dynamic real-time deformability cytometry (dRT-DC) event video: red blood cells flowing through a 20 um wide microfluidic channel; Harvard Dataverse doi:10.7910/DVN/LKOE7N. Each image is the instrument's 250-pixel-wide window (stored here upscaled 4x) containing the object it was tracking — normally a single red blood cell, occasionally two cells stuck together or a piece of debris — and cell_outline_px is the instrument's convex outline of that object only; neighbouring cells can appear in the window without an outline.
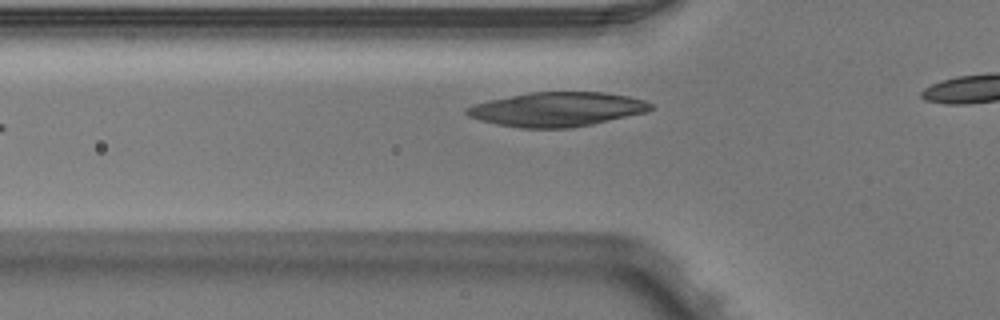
{"species": "Egyptian fruit bat (a non-hibernating species)", "species_latin": "Rousettus aegyptiacus", "temperature_condition": "warm", "stored_images_in_passage": 7, "camera_frame_rate_fps": 3000, "um_per_image_px": 0.085, "animal": {"sex": "male"}, "frame": {"image": 1, "passage_image": 6, "time_ms": 1.667, "image_size_px": [1000, 320], "cell_outline_px": [[652, 108], [648, 112], [592, 124], [572, 128], [520, 128], [496, 124], [480, 120], [468, 116], [464, 112], [464, 108], [488, 100], [532, 92], [604, 92], [628, 96], [644, 100], [652, 104]], "centroid_in_image_um": [47.35, 9.29], "position_along_channel_um": 78.5, "area_um2": 36.76}}